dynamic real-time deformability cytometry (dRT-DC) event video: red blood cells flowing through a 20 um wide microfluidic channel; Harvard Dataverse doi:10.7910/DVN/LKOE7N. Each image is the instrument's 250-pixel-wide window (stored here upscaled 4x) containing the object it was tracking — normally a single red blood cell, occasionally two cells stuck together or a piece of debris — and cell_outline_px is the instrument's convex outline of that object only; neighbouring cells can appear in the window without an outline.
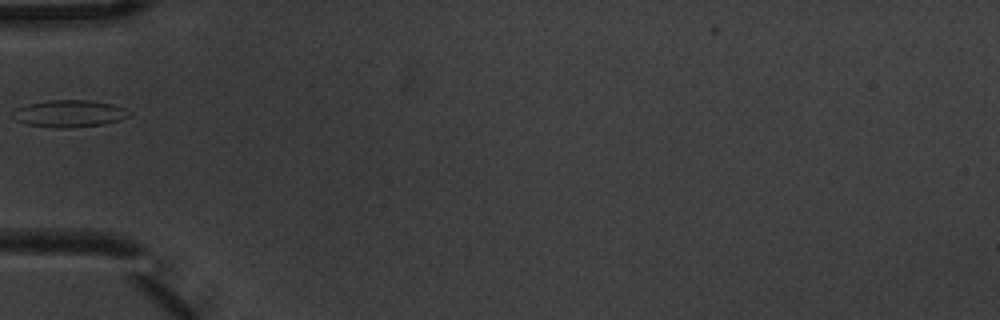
{"species": "common noctule bat (a hibernating species)", "species_latin": "Nyctalus noctula", "temperature_condition": "warm", "stored_images_in_passage": 7, "camera_frame_rate_fps": 3000, "um_per_image_px": 0.085, "animal": {"sex": "male", "body_mass_g": 20.1, "forearm_length_mm": 53.5}, "frame": {"image": 1, "passage_image": 6, "time_ms": 1.667, "image_size_px": [1000, 320], "cell_outline_px": [[132, 112], [128, 116], [120, 120], [104, 124], [68, 128], [56, 128], [28, 124], [16, 120], [16, 108], [28, 104], [48, 100], [88, 100], [112, 104], [124, 108]], "centroid_in_image_um": [5.95, 9.65], "position_along_channel_um": 79.0, "area_um2": 18.09}}